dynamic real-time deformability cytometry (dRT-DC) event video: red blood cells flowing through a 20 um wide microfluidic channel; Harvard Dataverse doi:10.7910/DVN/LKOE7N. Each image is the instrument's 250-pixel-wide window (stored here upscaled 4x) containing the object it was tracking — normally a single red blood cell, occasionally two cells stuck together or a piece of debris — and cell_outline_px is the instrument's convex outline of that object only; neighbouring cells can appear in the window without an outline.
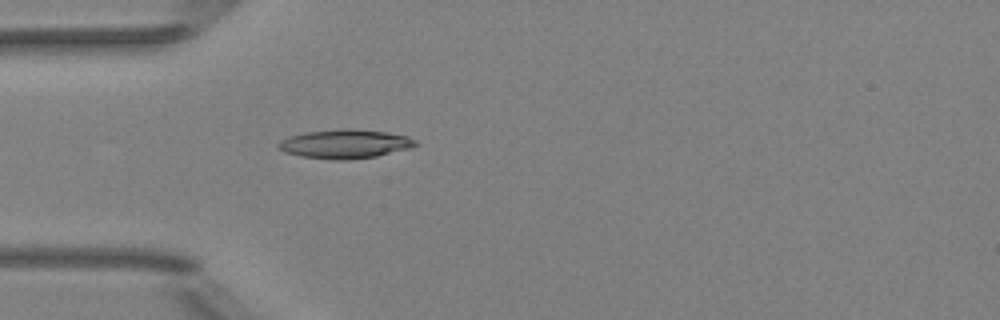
{"species": "Egyptian fruit bat (a non-hibernating species)", "species_latin": "Rousettus aegyptiacus", "temperature_condition": "room temperature", "stored_images_in_passage": 52, "camera_frame_rate_fps": 3000, "um_per_image_px": 0.085, "animal": {"sex": "female"}, "frame": {"image": 1, "passage_image": 16, "time_ms": 5.0, "image_size_px": [1000, 320], "cell_outline_px": [[420, 144], [412, 148], [376, 156], [344, 160], [336, 160], [300, 156], [284, 152], [276, 148], [276, 144], [280, 140], [288, 136], [304, 132], [344, 128], [352, 128], [384, 132], [404, 136], [416, 140]], "centroid_in_image_um": [29.28, 12.23], "position_along_channel_um": 55.7, "area_um2": 23.29}}
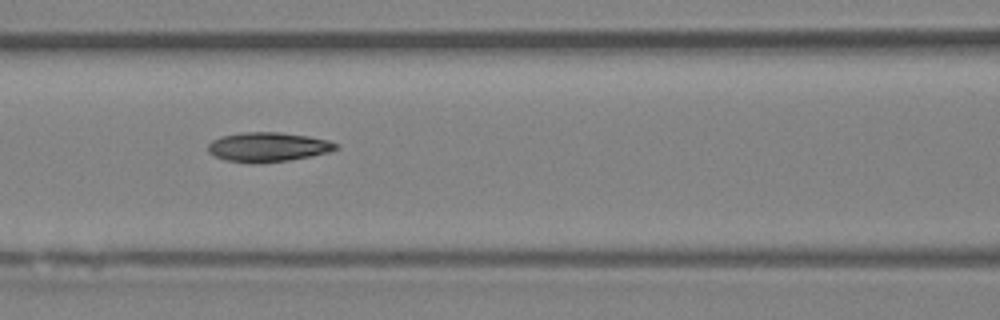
{"frame": {"image": 2, "passage_image": 23, "time_ms": 7.333, "image_size_px": [1000, 320], "cell_outline_px": [[340, 148], [328, 152], [288, 160], [256, 164], [224, 160], [208, 152], [208, 144], [212, 140], [220, 136], [244, 132], [280, 132], [308, 136], [328, 140], [340, 144]], "centroid_in_image_um": [22.77, 12.49], "position_along_channel_um": 143.8, "area_um2": 22.02}}
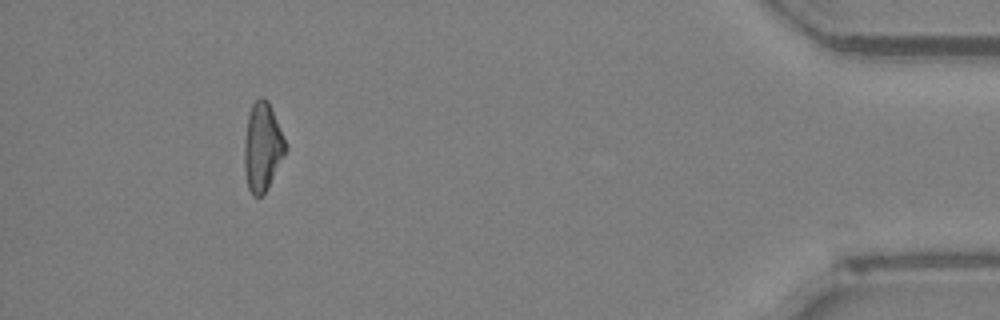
{"frame": {"image": 3, "passage_image": 48, "time_ms": 15.667, "image_size_px": [1000, 320], "cell_outline_px": [[288, 148], [268, 188], [260, 196], [252, 196], [248, 188], [244, 172], [244, 144], [248, 116], [252, 104], [260, 96], [264, 96], [268, 100], [288, 144]], "centroid_in_image_um": [22.32, 12.48], "position_along_channel_um": 412.9, "area_um2": 21.5}, "authors_computed_cell_mechanics": {"area_um2": 21.7906, "velocity_mm_per_s": 4.0129, "shape_relaxation_time_tau1_ms": 6.7329, "shape_relaxation_time_tau2_ms": 5.9845, "deformation_change_tau1": 0.1828, "deformation_change_tau2": 0.1274}}